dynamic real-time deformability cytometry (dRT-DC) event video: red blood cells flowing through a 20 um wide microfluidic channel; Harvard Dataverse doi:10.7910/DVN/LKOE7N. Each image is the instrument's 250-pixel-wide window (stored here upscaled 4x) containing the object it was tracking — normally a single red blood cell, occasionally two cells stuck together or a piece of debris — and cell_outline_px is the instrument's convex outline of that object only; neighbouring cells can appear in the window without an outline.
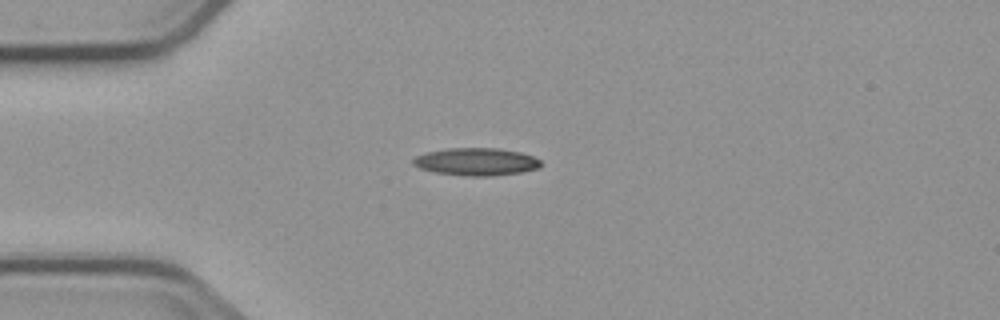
{"species": "common noctule bat (a hibernating species)", "species_latin": "Nyctalus noctula", "temperature_condition": "cold", "stored_images_in_passage": 7, "camera_frame_rate_fps": 3000, "um_per_image_px": 0.085, "animal": {"sex": "male", "body_mass_g": 23.1, "forearm_length_mm": 52.7}, "frame": {"image": 1, "passage_image": 2, "time_ms": 1.333, "image_size_px": [1000, 320], "cell_outline_px": [[540, 168], [524, 172], [488, 176], [472, 176], [436, 172], [420, 168], [412, 164], [412, 160], [416, 156], [428, 152], [448, 148], [500, 148], [520, 152], [532, 156], [540, 160]], "centroid_in_image_um": [40.51, 13.74], "position_along_channel_um": 44.5, "area_um2": 20.4}}
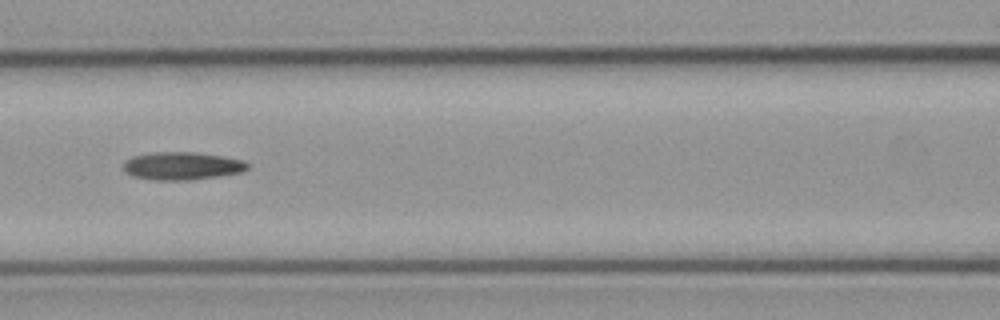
{"frame": {"image": 2, "passage_image": 5, "time_ms": 4.667, "image_size_px": [1000, 320], "cell_outline_px": [[248, 168], [240, 172], [216, 176], [188, 180], [156, 180], [132, 176], [124, 172], [124, 160], [132, 156], [152, 152], [196, 152], [224, 156], [244, 160], [248, 164]], "centroid_in_image_um": [15.44, 14.09], "position_along_channel_um": 151.2, "area_um2": 20.17}}
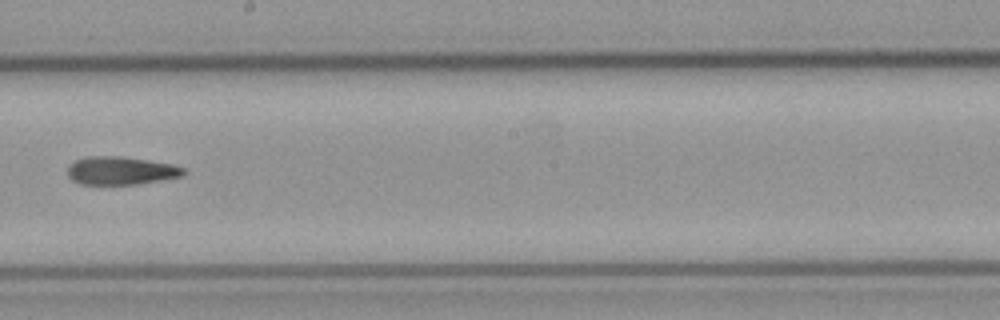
{"frame": {"image": 3, "passage_image": 7, "time_ms": 7.0, "image_size_px": [1000, 320], "cell_outline_px": [[184, 172], [180, 176], [160, 180], [136, 184], [80, 184], [72, 180], [68, 176], [68, 164], [72, 160], [88, 156], [124, 156], [172, 164], [184, 168]], "centroid_in_image_um": [10.2, 14.49], "position_along_channel_um": 238.0, "area_um2": 19.02}}